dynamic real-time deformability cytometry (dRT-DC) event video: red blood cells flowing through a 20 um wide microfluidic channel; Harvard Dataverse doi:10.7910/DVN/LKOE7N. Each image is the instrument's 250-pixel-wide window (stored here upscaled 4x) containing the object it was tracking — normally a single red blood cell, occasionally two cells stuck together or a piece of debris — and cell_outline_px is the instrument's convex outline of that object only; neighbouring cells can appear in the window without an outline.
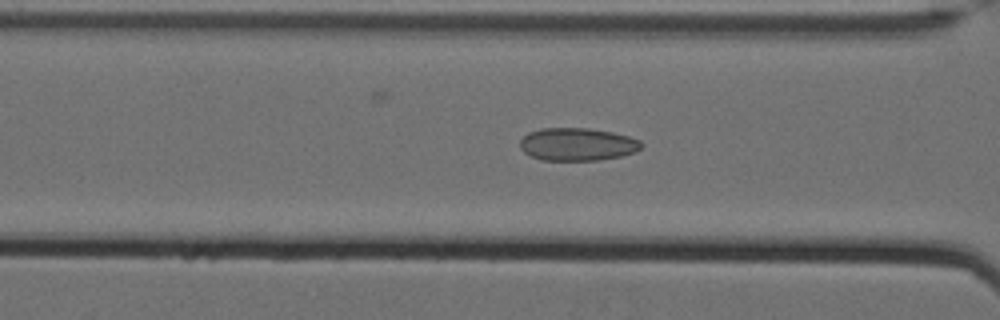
{"species": "Egyptian fruit bat (a non-hibernating species)", "species_latin": "Rousettus aegyptiacus", "temperature_condition": "cold", "stored_images_in_passage": 43, "camera_frame_rate_fps": 3000, "um_per_image_px": 0.085, "animal": {"sex": "female"}, "frame": {"image": 1, "passage_image": 27, "time_ms": 8.667, "image_size_px": [1000, 320], "cell_outline_px": [[644, 144], [636, 152], [620, 156], [596, 160], [540, 160], [524, 152], [520, 148], [520, 140], [528, 132], [540, 128], [588, 128], [612, 132], [628, 136], [640, 140]], "centroid_in_image_um": [49.07, 12.26], "position_along_channel_um": 117.5, "area_um2": 23.24}}
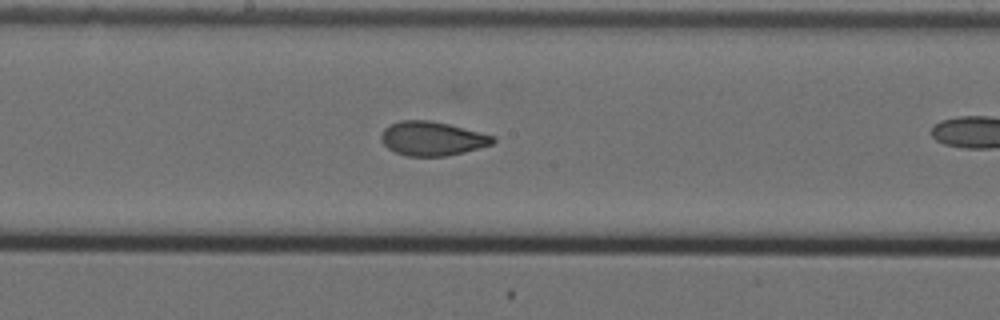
{"frame": {"image": 2, "passage_image": 35, "time_ms": 11.333, "image_size_px": [1000, 320], "cell_outline_px": [[496, 140], [492, 144], [464, 152], [448, 156], [408, 156], [396, 152], [388, 148], [380, 140], [380, 136], [384, 128], [400, 120], [428, 120], [448, 124], [496, 136]], "centroid_in_image_um": [36.73, 11.78], "position_along_channel_um": 211.5, "area_um2": 22.14}}
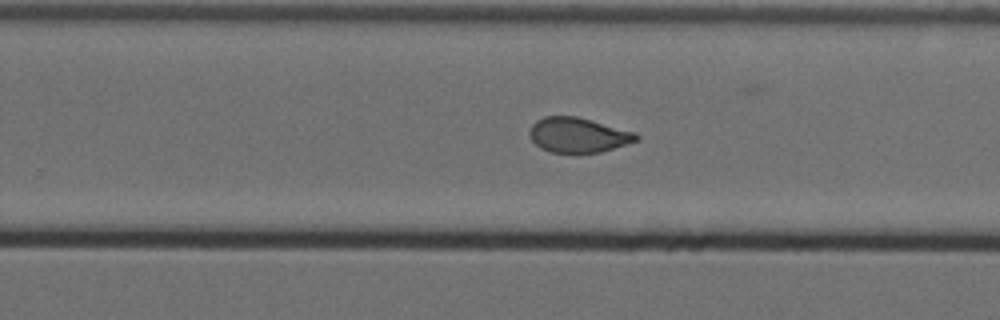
{"frame": {"image": 3, "passage_image": 41, "time_ms": 13.333, "image_size_px": [1000, 320], "cell_outline_px": [[640, 140], [600, 152], [552, 152], [540, 148], [532, 140], [528, 132], [532, 124], [536, 120], [544, 116], [576, 116], [636, 132], [640, 136]], "centroid_in_image_um": [49.15, 11.47], "position_along_channel_um": 280.7, "area_um2": 21.68}}